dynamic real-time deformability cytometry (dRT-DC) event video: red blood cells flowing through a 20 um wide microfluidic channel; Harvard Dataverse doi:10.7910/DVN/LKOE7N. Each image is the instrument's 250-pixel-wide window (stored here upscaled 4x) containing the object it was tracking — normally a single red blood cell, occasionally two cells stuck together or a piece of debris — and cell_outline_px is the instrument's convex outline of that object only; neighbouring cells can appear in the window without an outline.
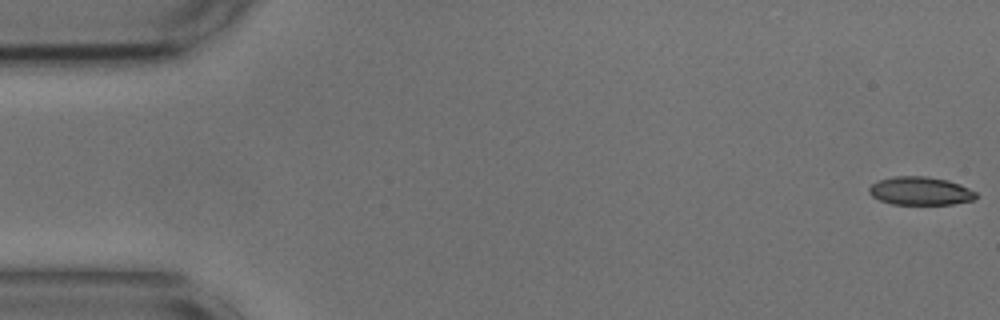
{"species": "common noctule bat (a hibernating species)", "species_latin": "Nyctalus noctula", "temperature_condition": "cold", "stored_images_in_passage": 54, "camera_frame_rate_fps": 3000, "um_per_image_px": 0.085, "animal": {"sex": "male", "body_mass_g": 17.9, "forearm_length_mm": 54.2}, "frame": {"image": 1, "passage_image": 1, "time_ms": 0.0, "image_size_px": [1000, 320], "cell_outline_px": [[976, 200], [952, 204], [892, 204], [880, 200], [872, 196], [868, 192], [868, 188], [872, 184], [880, 180], [896, 176], [924, 176], [948, 180], [960, 184], [976, 192]], "centroid_in_image_um": [78.24, 16.23], "position_along_channel_um": 6.8, "area_um2": 17.57}}
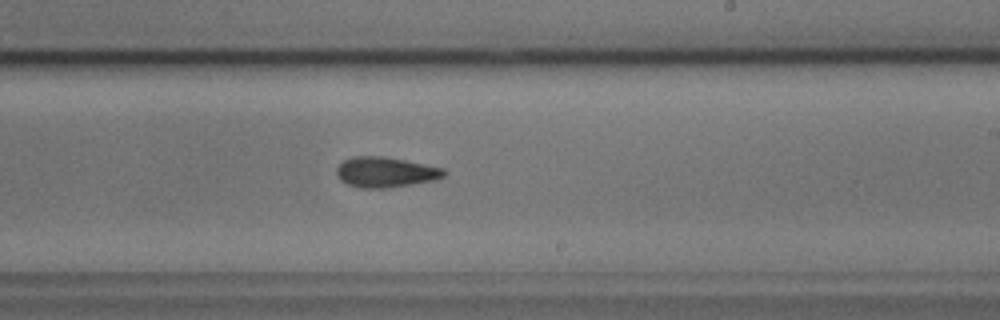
{"frame": {"image": 2, "passage_image": 32, "time_ms": 10.333, "image_size_px": [1000, 320], "cell_outline_px": [[448, 172], [444, 176], [436, 180], [388, 188], [356, 188], [340, 180], [336, 176], [336, 168], [344, 160], [352, 156], [384, 156], [444, 168]], "centroid_in_image_um": [32.76, 14.64], "position_along_channel_um": 256.2, "area_um2": 19.19}}
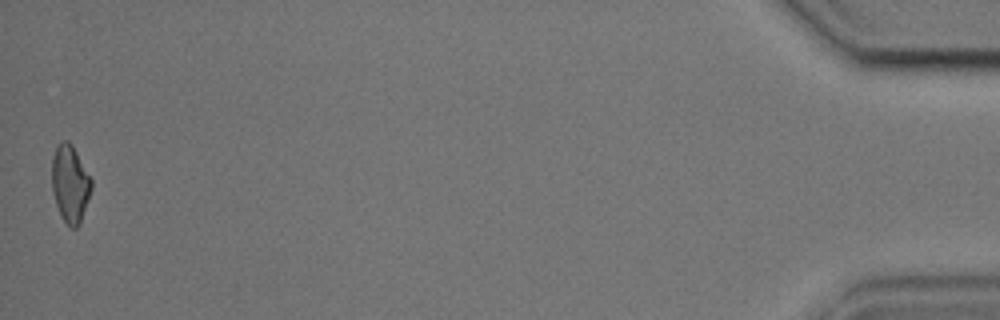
{"frame": {"image": 3, "passage_image": 54, "time_ms": 17.667, "image_size_px": [1000, 320], "cell_outline_px": [[92, 188], [80, 224], [76, 228], [72, 228], [60, 216], [52, 192], [52, 156], [56, 144], [60, 140], [68, 140], [72, 144], [92, 180]], "centroid_in_image_um": [5.94, 15.59], "position_along_channel_um": 429.3, "area_um2": 17.98}, "authors_computed_cell_mechanics": {"area_um2": 18.4671, "velocity_mm_per_s": 3.6742, "shape_relaxation_time_tau1_ms": 4.7981, "shape_relaxation_time_tau2_ms": 2.7114, "deformation_change_tau1": 0.1413, "deformation_change_tau2": 0.0916}}